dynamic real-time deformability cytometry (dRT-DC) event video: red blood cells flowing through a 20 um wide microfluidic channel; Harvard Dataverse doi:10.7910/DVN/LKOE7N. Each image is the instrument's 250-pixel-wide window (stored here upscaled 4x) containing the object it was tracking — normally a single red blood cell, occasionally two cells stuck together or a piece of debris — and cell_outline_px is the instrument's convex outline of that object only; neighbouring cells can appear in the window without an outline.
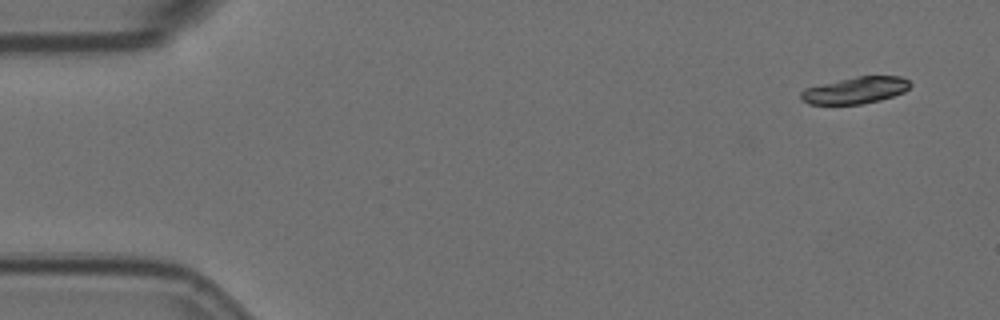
{"species": "Egyptian fruit bat (a non-hibernating species)", "species_latin": "Rousettus aegyptiacus", "temperature_condition": "room temperature", "stored_images_in_passage": 5, "camera_frame_rate_fps": 3000, "um_per_image_px": 0.085, "animal": {"sex": "female"}, "frame": {"image": 1, "passage_image": 1, "time_ms": 0.0, "image_size_px": [1000, 320], "cell_outline_px": [[912, 84], [904, 92], [880, 100], [860, 104], [808, 104], [800, 100], [800, 92], [804, 88], [856, 76], [900, 76], [908, 80]], "centroid_in_image_um": [72.68, 7.67], "position_along_channel_um": 12.3, "area_um2": 16.99}}
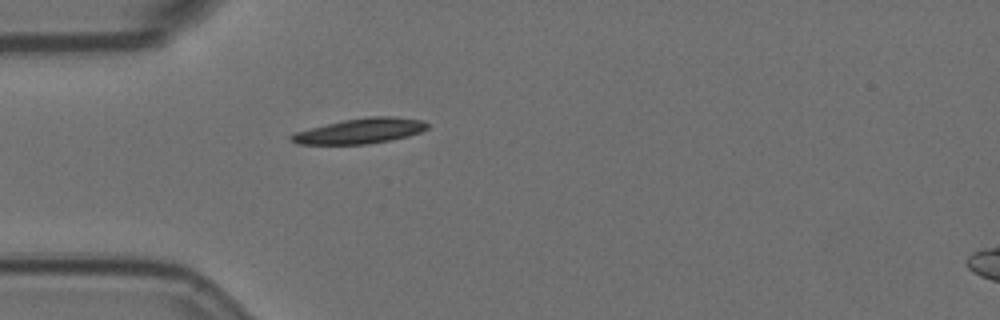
{"frame": {"image": 2, "passage_image": 5, "time_ms": 1.333, "image_size_px": [1000, 320], "cell_outline_px": [[428, 128], [420, 132], [408, 136], [392, 140], [368, 144], [296, 144], [288, 140], [288, 136], [296, 132], [344, 120], [368, 116], [392, 116], [424, 120], [428, 124]], "centroid_in_image_um": [30.64, 11.13], "position_along_channel_um": 54.4, "area_um2": 20.0}}